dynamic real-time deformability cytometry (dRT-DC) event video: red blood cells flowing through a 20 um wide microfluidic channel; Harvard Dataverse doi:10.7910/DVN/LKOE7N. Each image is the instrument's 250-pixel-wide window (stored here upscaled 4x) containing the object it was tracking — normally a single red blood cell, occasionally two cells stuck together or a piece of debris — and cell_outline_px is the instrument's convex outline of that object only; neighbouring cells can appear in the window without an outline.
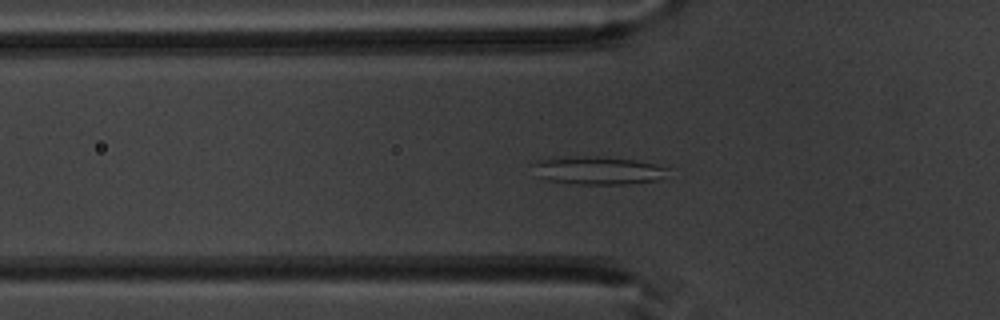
{"species": "common noctule bat (a hibernating species)", "species_latin": "Nyctalus noctula", "temperature_condition": "warm", "stored_images_in_passage": 51, "camera_frame_rate_fps": 3000, "um_per_image_px": 0.085, "animal": {"sex": "male", "body_mass_g": 20.1, "forearm_length_mm": 53.5}, "frame": {"image": 1, "passage_image": 17, "time_ms": 5.333, "image_size_px": [1000, 320], "cell_outline_px": [[668, 168], [656, 180], [628, 184], [576, 184], [548, 180], [540, 176], [528, 164], [532, 160], [556, 156], [600, 156], [636, 160]], "centroid_in_image_um": [50.64, 14.46], "position_along_channel_um": 75.2, "area_um2": 22.2}}
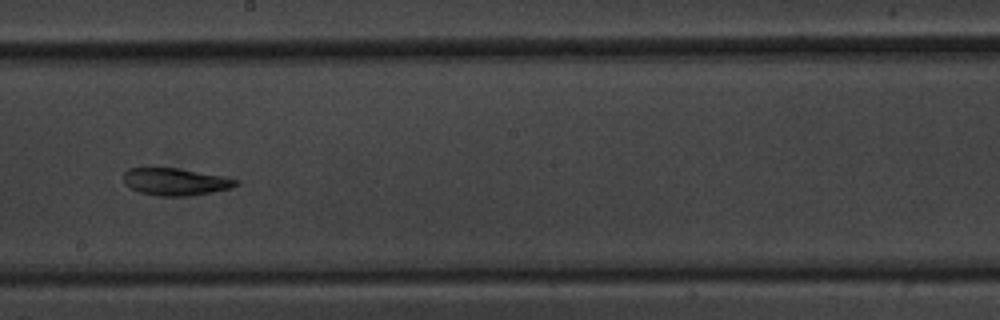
{"frame": {"image": 2, "passage_image": 29, "time_ms": 9.333, "image_size_px": [1000, 320], "cell_outline_px": [[240, 184], [232, 188], [212, 192], [188, 196], [160, 196], [140, 192], [124, 184], [124, 172], [128, 168], [176, 168], [224, 176], [240, 180]], "centroid_in_image_um": [14.96, 15.45], "position_along_channel_um": 233.2, "area_um2": 17.86}}
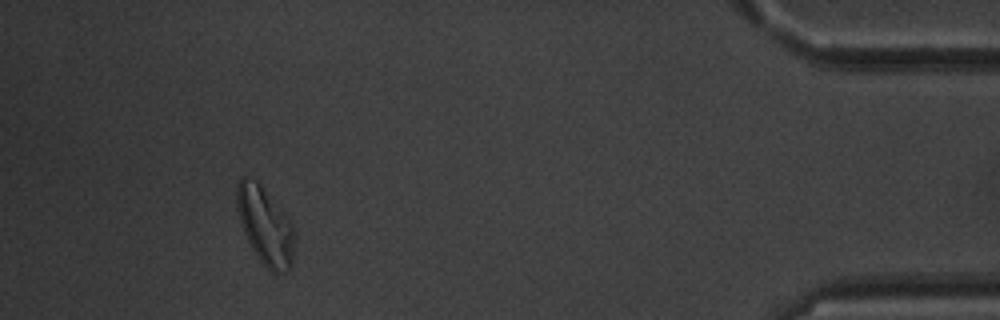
{"frame": {"image": 3, "passage_image": 47, "time_ms": 15.333, "image_size_px": [1000, 320], "cell_outline_px": [[296, 232], [292, 268], [288, 272], [276, 276], [260, 260], [252, 248], [240, 224], [236, 208], [236, 184], [244, 176], [256, 180], [260, 184], [288, 216]], "centroid_in_image_um": [22.57, 19.23], "position_along_channel_um": 412.6, "area_um2": 26.65}, "authors_computed_cell_mechanics": {"area_um2": 22.1952, "velocity_mm_per_s": 3.9389, "shape_relaxation_time_tau1_ms": null, "shape_relaxation_time_tau2_ms": 5.1702, "deformation_change_tau1": null, "deformation_change_tau2": 0.1285}}